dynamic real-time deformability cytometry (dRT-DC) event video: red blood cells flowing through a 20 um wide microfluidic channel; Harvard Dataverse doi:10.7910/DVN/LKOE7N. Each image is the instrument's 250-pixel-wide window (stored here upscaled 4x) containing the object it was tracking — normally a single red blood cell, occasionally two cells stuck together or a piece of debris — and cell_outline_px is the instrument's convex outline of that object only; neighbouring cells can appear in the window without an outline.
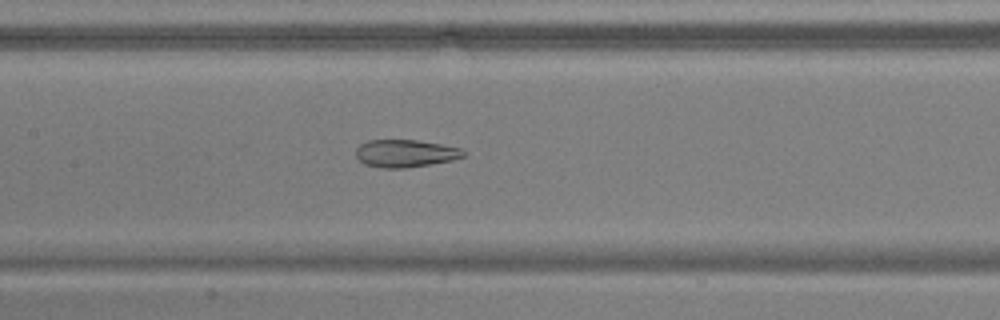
{"species": "common noctule bat (a hibernating species)", "species_latin": "Nyctalus noctula", "temperature_condition": "warm", "stored_images_in_passage": 47, "camera_frame_rate_fps": 3000, "um_per_image_px": 0.085, "animal": {"sex": "male", "body_mass_g": 17.9, "forearm_length_mm": 54.2}, "frame": {"image": 1, "passage_image": 20, "time_ms": 6.333, "image_size_px": [1000, 320], "cell_outline_px": [[464, 156], [452, 160], [404, 168], [384, 168], [364, 164], [356, 156], [356, 148], [360, 144], [368, 140], [416, 140], [440, 144], [460, 148], [464, 152]], "centroid_in_image_um": [34.42, 13.03], "position_along_channel_um": 173.0, "area_um2": 17.05}}
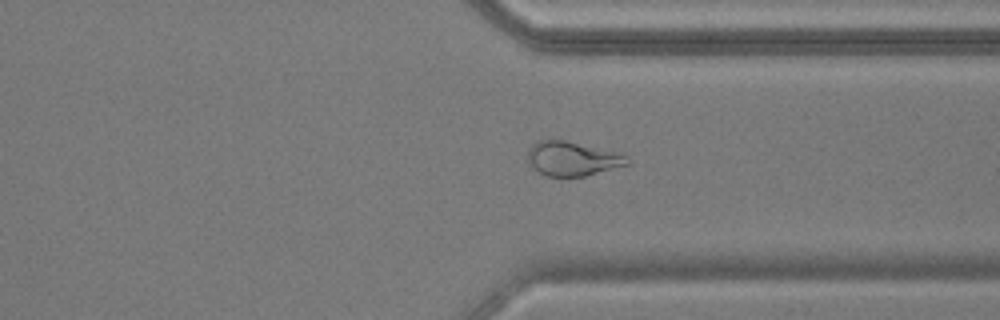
{"frame": {"image": 2, "passage_image": 35, "time_ms": 11.333, "image_size_px": [1000, 320], "cell_outline_px": [[632, 164], [584, 176], [544, 176], [532, 168], [528, 160], [528, 148], [532, 144], [540, 140], [564, 140], [628, 156], [632, 160]], "centroid_in_image_um": [48.64, 13.51], "position_along_channel_um": 362.8, "area_um2": 19.77}}
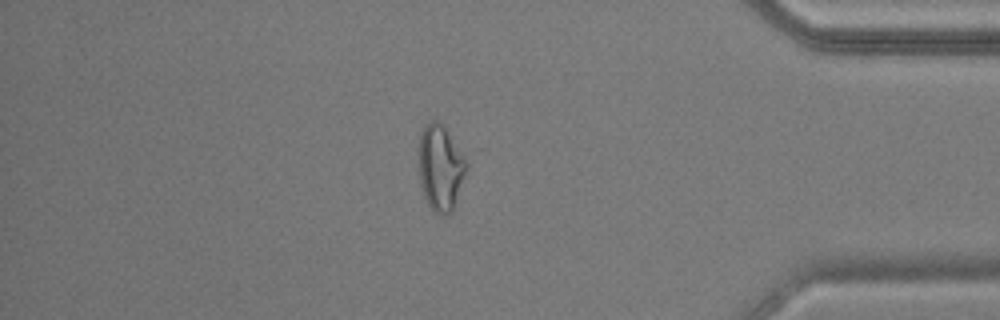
{"frame": {"image": 3, "passage_image": 40, "time_ms": 13.0, "image_size_px": [1000, 320], "cell_outline_px": [[468, 164], [452, 212], [444, 216], [440, 216], [428, 204], [424, 196], [420, 184], [420, 136], [424, 124], [432, 120], [436, 120], [444, 128], [464, 156]], "centroid_in_image_um": [37.43, 14.29], "position_along_channel_um": 397.8, "area_um2": 23.24}, "authors_computed_cell_mechanics": {"area_um2": 22.253, "velocity_mm_per_s": 3.8025, "shape_relaxation_time_tau1_ms": null, "shape_relaxation_time_tau2_ms": 2.2219, "deformation_change_tau1": null, "deformation_change_tau2": 0.0955}}